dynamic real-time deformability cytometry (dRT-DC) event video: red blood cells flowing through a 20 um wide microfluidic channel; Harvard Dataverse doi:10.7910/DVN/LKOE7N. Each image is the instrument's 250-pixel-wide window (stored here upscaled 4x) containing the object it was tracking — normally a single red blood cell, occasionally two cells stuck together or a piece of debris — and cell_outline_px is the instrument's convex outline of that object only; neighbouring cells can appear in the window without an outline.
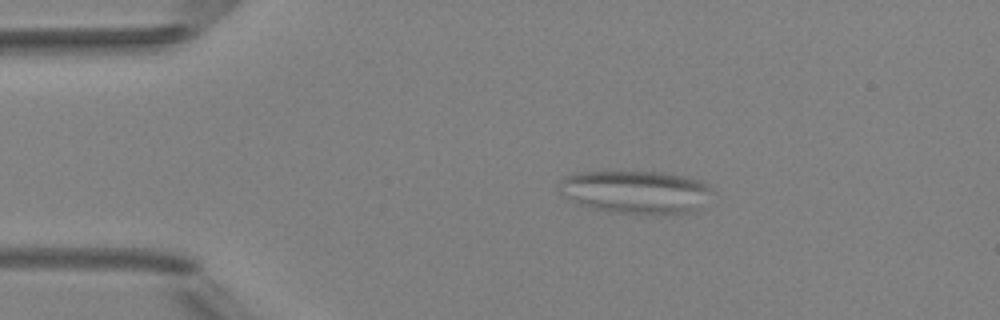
{"species": "Egyptian fruit bat (a non-hibernating species)", "species_latin": "Rousettus aegyptiacus", "temperature_condition": "room temperature", "stored_images_in_passage": 5, "camera_frame_rate_fps": 3000, "um_per_image_px": 0.085, "animal": {"sex": "female"}, "frame": {"image": 1, "passage_image": 3, "time_ms": 2.667, "image_size_px": [1000, 320], "cell_outline_px": [[716, 192], [696, 212], [668, 216], [648, 216], [608, 212], [592, 208], [580, 204], [564, 196], [560, 192], [560, 184], [568, 176], [576, 172], [660, 172], [684, 176], [700, 180], [712, 188]], "centroid_in_image_um": [54.17, 16.37], "position_along_channel_um": 30.8, "area_um2": 39.36}}
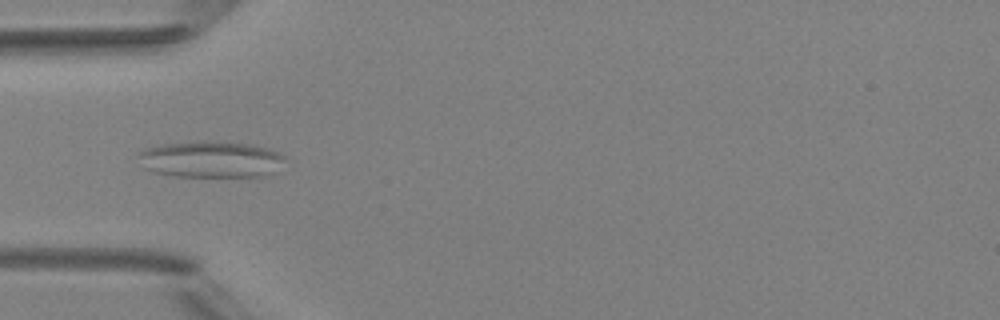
{"frame": {"image": 2, "passage_image": 5, "time_ms": 4.667, "image_size_px": [1000, 320], "cell_outline_px": [[284, 160], [264, 176], [172, 176], [156, 172], [144, 168], [136, 152], [144, 148], [164, 144], [188, 140], [204, 140], [252, 144], [268, 148], [284, 156]], "centroid_in_image_um": [17.82, 13.51], "position_along_channel_um": 67.2, "area_um2": 31.1}}